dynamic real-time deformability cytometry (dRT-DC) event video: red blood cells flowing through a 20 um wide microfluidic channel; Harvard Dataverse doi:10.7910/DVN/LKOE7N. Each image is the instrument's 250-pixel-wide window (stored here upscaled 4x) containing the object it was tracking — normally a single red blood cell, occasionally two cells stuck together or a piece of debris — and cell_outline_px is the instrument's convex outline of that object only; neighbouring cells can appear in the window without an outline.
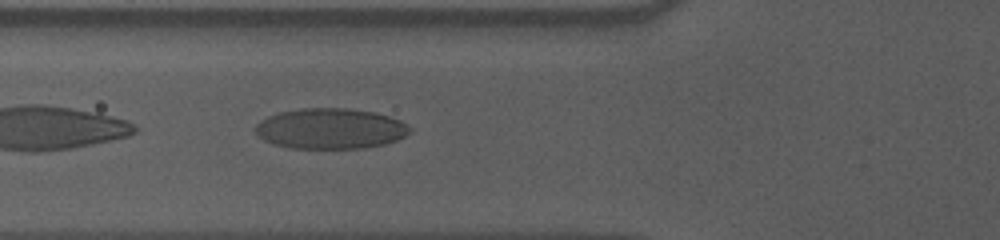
{"species": "human", "species_latin": "Homo sapiens", "temperature_condition": "cold", "stored_images_in_passage": 39, "camera_frame_rate_fps": 3000, "um_per_image_px": 0.085, "donor": {"sex": "male"}, "frame": {"image": 1, "passage_image": 3, "time_ms": 0.667, "image_size_px": [1000, 240], "cell_outline_px": [[412, 132], [396, 140], [384, 144], [364, 148], [288, 148], [272, 144], [264, 140], [252, 128], [260, 120], [268, 116], [280, 112], [300, 108], [344, 108], [376, 112], [400, 120], [408, 124], [412, 128]], "centroid_in_image_um": [28.08, 10.93], "position_along_channel_um": 97.7, "area_um2": 36.76}}
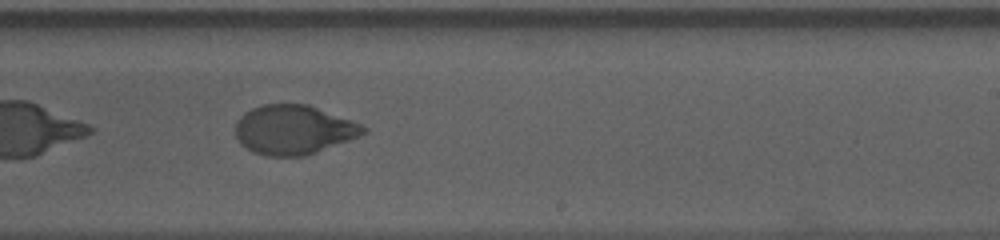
{"frame": {"image": 2, "passage_image": 17, "time_ms": 5.333, "image_size_px": [1000, 240], "cell_outline_px": [[368, 132], [348, 140], [316, 152], [304, 156], [268, 156], [252, 152], [240, 144], [236, 136], [236, 120], [244, 112], [260, 104], [308, 104], [352, 120], [368, 128]], "centroid_in_image_um": [24.93, 11.02], "position_along_channel_um": 264.1, "area_um2": 36.82}}
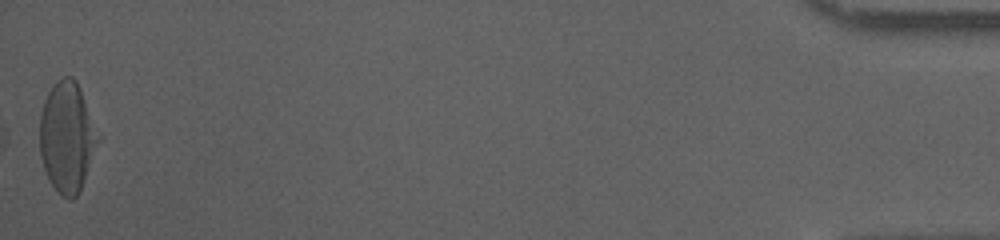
{"frame": {"image": 3, "passage_image": 39, "time_ms": 12.667, "image_size_px": [1000, 240], "cell_outline_px": [[100, 140], [80, 188], [76, 196], [72, 200], [68, 200], [52, 184], [44, 168], [40, 156], [40, 116], [44, 100], [52, 84], [60, 76], [72, 76], [76, 80], [80, 88], [100, 136]], "centroid_in_image_um": [5.7, 11.59], "position_along_channel_um": 429.5, "area_um2": 37.28}}